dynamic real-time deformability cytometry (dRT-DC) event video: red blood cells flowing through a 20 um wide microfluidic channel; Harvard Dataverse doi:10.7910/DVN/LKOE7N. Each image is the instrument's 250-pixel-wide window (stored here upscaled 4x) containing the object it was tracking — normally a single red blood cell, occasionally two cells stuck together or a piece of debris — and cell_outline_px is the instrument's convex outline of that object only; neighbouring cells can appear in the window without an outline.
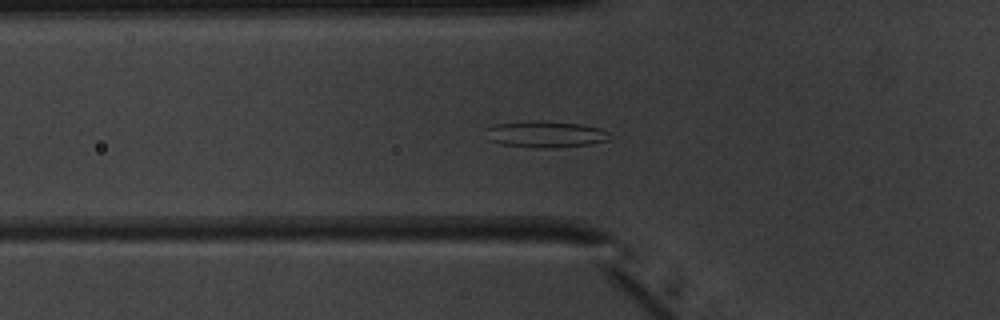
{"species": "common noctule bat (a hibernating species)", "species_latin": "Nyctalus noctula", "temperature_condition": "warm", "stored_images_in_passage": 52, "camera_frame_rate_fps": 3000, "um_per_image_px": 0.085, "animal": {"sex": "male", "body_mass_g": 20.1, "forearm_length_mm": 53.5}, "frame": {"image": 1, "passage_image": 19, "time_ms": 6.0, "image_size_px": [1000, 320], "cell_outline_px": [[608, 140], [588, 144], [556, 148], [544, 148], [500, 144], [488, 140], [488, 128], [492, 124], [532, 120], [544, 120], [580, 124], [600, 128], [608, 132]], "centroid_in_image_um": [46.34, 11.4], "position_along_channel_um": 79.5, "area_um2": 19.07}}
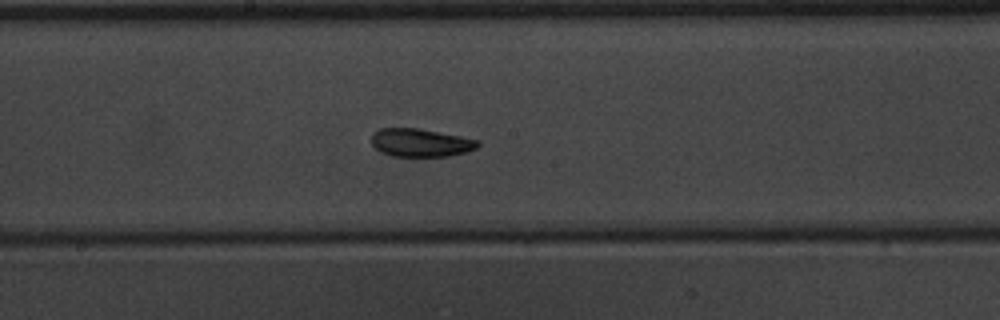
{"frame": {"image": 2, "passage_image": 29, "time_ms": 9.333, "image_size_px": [1000, 320], "cell_outline_px": [[480, 144], [476, 148], [464, 152], [448, 156], [392, 156], [380, 152], [372, 144], [372, 132], [380, 128], [420, 128], [480, 140]], "centroid_in_image_um": [35.73, 12.12], "position_along_channel_um": 212.5, "area_um2": 17.46}}
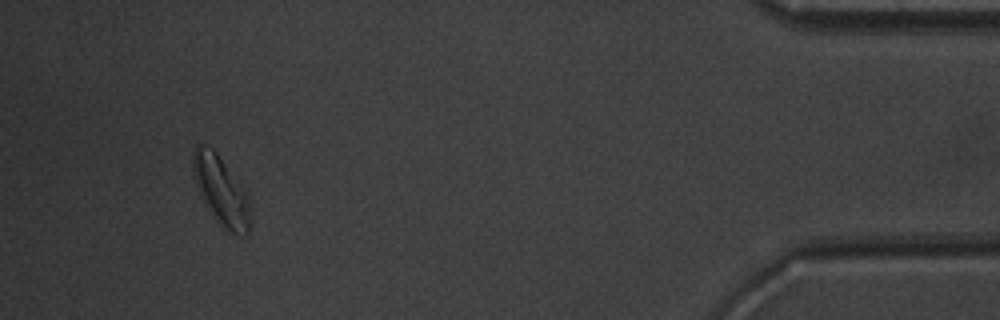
{"frame": {"image": 3, "passage_image": 49, "time_ms": 16.0, "image_size_px": [1000, 320], "cell_outline_px": [[252, 216], [248, 232], [244, 236], [236, 236], [224, 232], [204, 204], [200, 196], [196, 184], [192, 168], [192, 152], [196, 144], [200, 144], [212, 148], [216, 152], [248, 196]], "centroid_in_image_um": [18.79, 16.3], "position_along_channel_um": 416.4, "area_um2": 23.41}, "authors_computed_cell_mechanics": {"area_um2": 18.7272, "velocity_mm_per_s": 3.9662, "shape_relaxation_time_tau1_ms": 4.466, "shape_relaxation_time_tau2_ms": 4.3326, "deformation_change_tau1": 0.1319, "deformation_change_tau2": 0.1048}}